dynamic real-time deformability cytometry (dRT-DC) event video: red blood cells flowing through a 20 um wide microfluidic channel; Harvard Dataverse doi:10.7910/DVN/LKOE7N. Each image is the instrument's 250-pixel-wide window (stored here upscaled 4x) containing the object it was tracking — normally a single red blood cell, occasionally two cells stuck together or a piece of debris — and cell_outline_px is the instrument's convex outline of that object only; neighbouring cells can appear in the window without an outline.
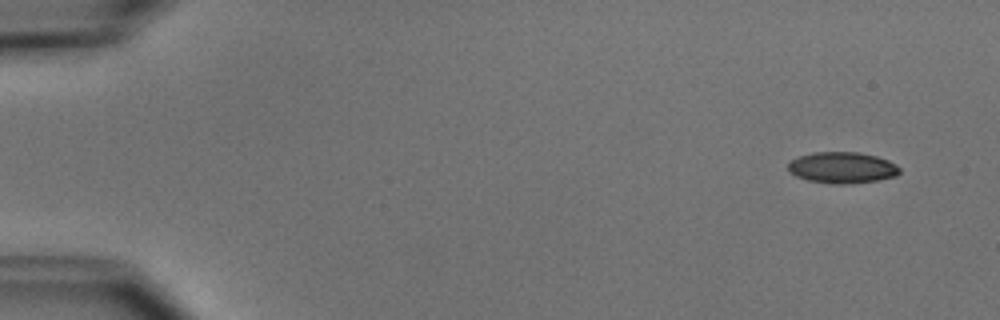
{"species": "common noctule bat (a hibernating species)", "species_latin": "Nyctalus noctula", "temperature_condition": "cold", "stored_images_in_passage": 5, "camera_frame_rate_fps": 3000, "um_per_image_px": 0.085, "animal": {"sex": "male", "body_mass_g": 15.6}, "frame": {"image": 1, "passage_image": 1, "time_ms": 0.0, "image_size_px": [1000, 320], "cell_outline_px": [[900, 172], [896, 176], [876, 180], [852, 184], [832, 184], [808, 180], [796, 176], [788, 172], [788, 164], [792, 160], [800, 156], [812, 152], [860, 152], [876, 156], [888, 160], [896, 164], [900, 168]], "centroid_in_image_um": [71.59, 14.25], "position_along_channel_um": 13.4, "area_um2": 20.4}}
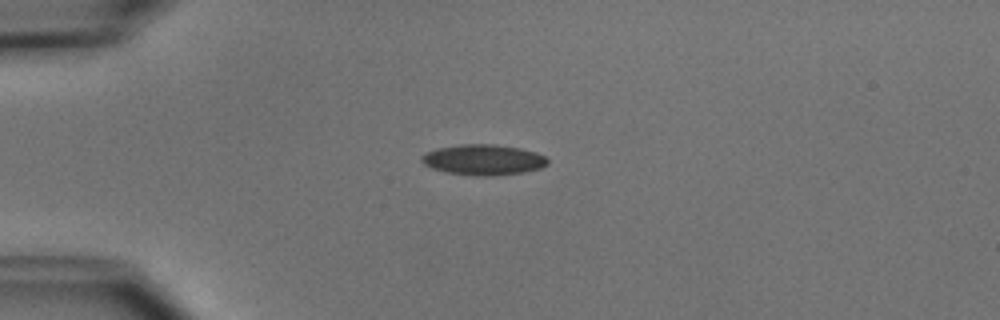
{"frame": {"image": 2, "passage_image": 4, "time_ms": 3.333, "image_size_px": [1000, 320], "cell_outline_px": [[548, 164], [540, 168], [524, 172], [492, 176], [480, 176], [444, 172], [432, 168], [424, 164], [420, 160], [420, 156], [436, 148], [460, 144], [496, 144], [520, 148], [536, 152], [544, 156], [548, 160]], "centroid_in_image_um": [41.07, 13.58], "position_along_channel_um": 43.9, "area_um2": 22.54}}